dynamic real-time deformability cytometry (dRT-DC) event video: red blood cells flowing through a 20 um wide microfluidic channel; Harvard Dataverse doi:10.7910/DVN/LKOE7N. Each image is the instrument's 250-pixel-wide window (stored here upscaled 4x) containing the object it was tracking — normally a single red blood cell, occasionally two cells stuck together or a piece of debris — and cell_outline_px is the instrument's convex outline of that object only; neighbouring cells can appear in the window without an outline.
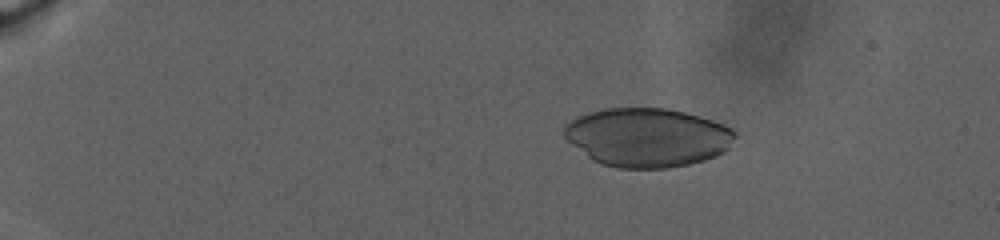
{"species": "human", "species_latin": "Homo sapiens", "temperature_condition": "warm", "stored_images_in_passage": 42, "camera_frame_rate_fps": 3000, "um_per_image_px": 0.085, "donor": {"sex": "male"}, "frame": {"image": 1, "passage_image": 12, "time_ms": 6.0, "image_size_px": [1000, 240], "cell_outline_px": [[736, 136], [728, 148], [724, 152], [716, 156], [704, 160], [688, 164], [668, 168], [616, 168], [592, 160], [572, 144], [564, 136], [564, 124], [588, 112], [604, 108], [668, 108], [700, 116], [724, 124], [732, 128], [736, 132]], "centroid_in_image_um": [55.04, 11.67], "position_along_channel_um": 30.0, "area_um2": 58.61}}
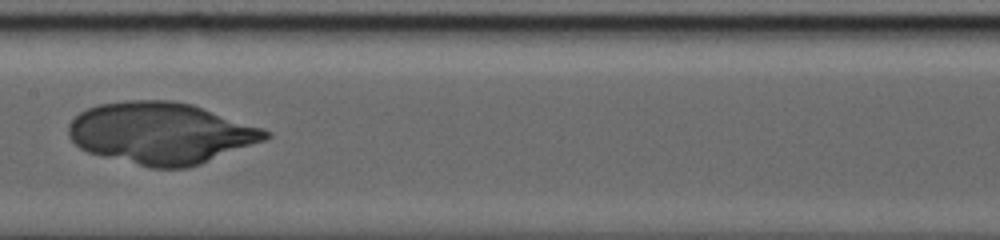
{"frame": {"image": 2, "passage_image": 28, "time_ms": 17.333, "image_size_px": [1000, 240], "cell_outline_px": [[272, 136], [264, 140], [200, 164], [188, 168], [152, 168], [88, 152], [80, 148], [68, 136], [68, 124], [80, 112], [88, 108], [100, 104], [124, 100], [172, 100], [192, 104], [264, 128], [272, 132]], "centroid_in_image_um": [13.69, 11.31], "position_along_channel_um": 193.7, "area_um2": 70.57}}
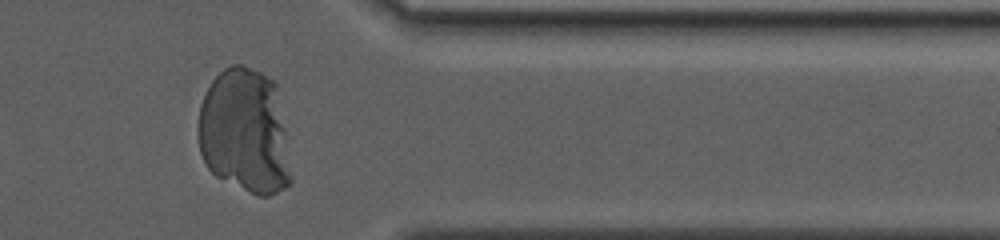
{"frame": {"image": 3, "passage_image": 40, "time_ms": 25.667, "image_size_px": [1000, 240], "cell_outline_px": [[292, 184], [268, 196], [256, 196], [216, 176], [208, 168], [200, 152], [196, 132], [196, 128], [200, 104], [212, 80], [224, 68], [232, 64], [240, 64], [252, 68], [276, 80], [284, 128], [292, 180]], "centroid_in_image_um": [20.78, 11.17], "position_along_channel_um": 390.6, "area_um2": 68.26}}